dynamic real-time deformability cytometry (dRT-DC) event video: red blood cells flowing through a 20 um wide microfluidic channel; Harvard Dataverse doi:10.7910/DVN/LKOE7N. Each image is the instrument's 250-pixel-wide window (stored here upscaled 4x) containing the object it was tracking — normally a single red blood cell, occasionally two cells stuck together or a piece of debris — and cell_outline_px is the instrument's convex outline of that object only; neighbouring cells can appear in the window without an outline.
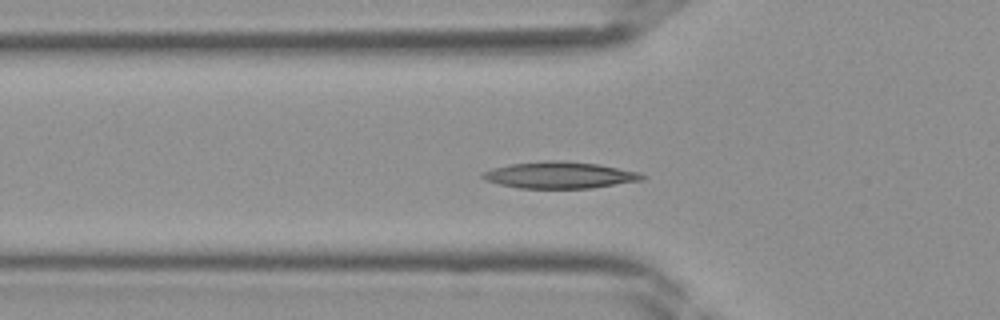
{"species": "Egyptian fruit bat (a non-hibernating species)", "species_latin": "Rousettus aegyptiacus", "temperature_condition": "room temperature", "stored_images_in_passage": 41, "segment_of_instrument_passage": [1, 2], "camera_frame_rate_fps": 3000, "um_per_image_px": 0.085, "frame": {"image": 1, "passage_image": 13, "time_ms": 4.0, "image_size_px": [1000, 320], "cell_outline_px": [[648, 176], [644, 180], [592, 188], [520, 188], [500, 184], [484, 180], [480, 176], [480, 172], [492, 168], [508, 164], [548, 160], [560, 160], [600, 164], [640, 172]], "centroid_in_image_um": [47.59, 14.87], "position_along_channel_um": 78.2, "area_um2": 25.09}}
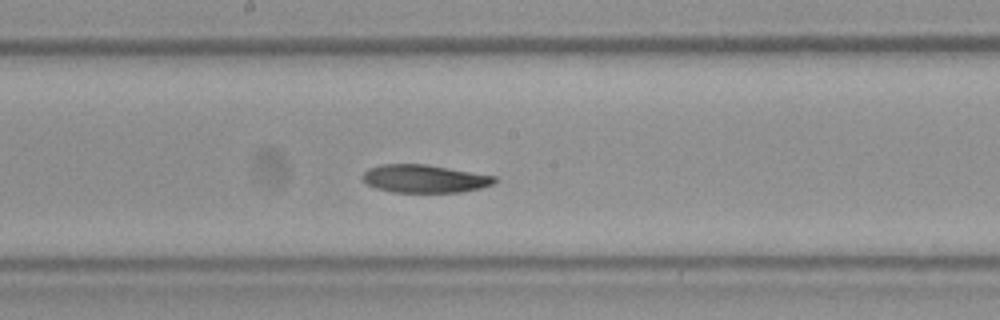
{"frame": {"image": 2, "passage_image": 21, "time_ms": 6.667, "image_size_px": [1000, 320], "cell_outline_px": [[496, 180], [492, 184], [480, 188], [460, 192], [392, 192], [376, 188], [368, 184], [364, 180], [364, 172], [368, 168], [380, 164], [428, 164], [496, 176]], "centroid_in_image_um": [36.09, 15.18], "position_along_channel_um": 212.1, "area_um2": 21.44}}
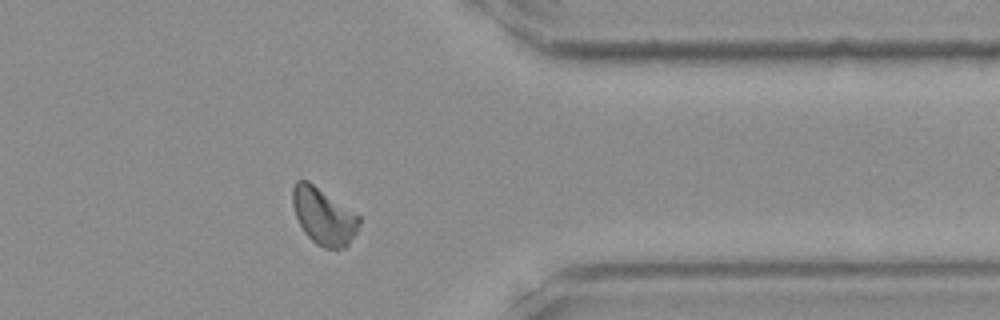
{"frame": {"image": 3, "passage_image": 32, "time_ms": 10.333, "image_size_px": [1000, 320], "cell_outline_px": [[360, 224], [356, 232], [348, 244], [344, 248], [324, 248], [316, 244], [304, 232], [296, 216], [292, 204], [292, 188], [296, 180], [308, 180], [360, 216]], "centroid_in_image_um": [27.49, 18.37], "position_along_channel_um": 383.9, "area_um2": 21.85}}